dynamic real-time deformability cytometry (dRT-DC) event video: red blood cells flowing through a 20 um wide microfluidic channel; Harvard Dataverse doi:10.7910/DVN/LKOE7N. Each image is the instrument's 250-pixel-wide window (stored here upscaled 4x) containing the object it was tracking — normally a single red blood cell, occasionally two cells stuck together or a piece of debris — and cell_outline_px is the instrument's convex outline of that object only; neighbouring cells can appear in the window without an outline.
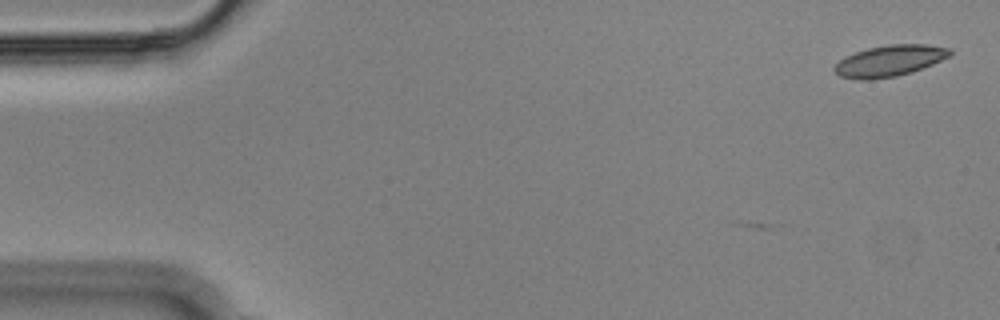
{"species": "Egyptian fruit bat (a non-hibernating species)", "species_latin": "Rousettus aegyptiacus", "temperature_condition": "cold", "stored_images_in_passage": 3, "camera_frame_rate_fps": 3000, "um_per_image_px": 0.085, "animal": {"sex": "male"}, "frame": {"image": 1, "passage_image": 3, "time_ms": 0.667, "image_size_px": [1000, 320], "cell_outline_px": [[952, 56], [912, 72], [896, 76], [868, 80], [860, 80], [840, 76], [832, 68], [844, 56], [868, 48], [888, 44], [924, 44], [952, 48]], "centroid_in_image_um": [75.64, 5.16], "position_along_channel_um": 9.4, "area_um2": 21.1}}